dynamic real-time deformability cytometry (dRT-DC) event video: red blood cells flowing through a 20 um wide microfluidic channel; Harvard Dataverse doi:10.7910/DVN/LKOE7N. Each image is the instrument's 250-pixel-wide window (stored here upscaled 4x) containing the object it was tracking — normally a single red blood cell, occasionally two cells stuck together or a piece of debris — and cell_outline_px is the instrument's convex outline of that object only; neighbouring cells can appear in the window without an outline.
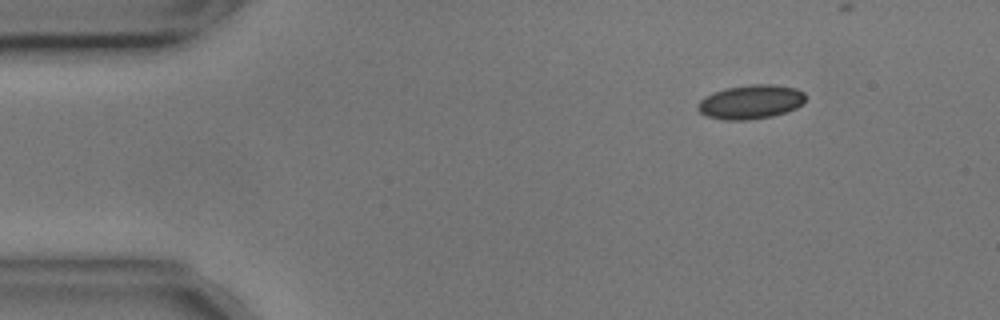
{"species": "common noctule bat (a hibernating species)", "species_latin": "Nyctalus noctula", "temperature_condition": "cold", "stored_images_in_passage": 2, "camera_frame_rate_fps": 3000, "um_per_image_px": 0.085, "animal": {"sex": "male", "body_mass_g": 17.9, "forearm_length_mm": 54.2}, "frame": {"image": 1, "passage_image": 1, "time_ms": 0.0, "image_size_px": [1000, 320], "cell_outline_px": [[804, 104], [796, 108], [772, 116], [744, 120], [724, 120], [708, 116], [700, 112], [696, 108], [696, 104], [704, 96], [712, 92], [728, 88], [752, 84], [772, 84], [796, 88], [804, 92]], "centroid_in_image_um": [63.79, 8.66], "position_along_channel_um": 21.2, "area_um2": 21.39}}